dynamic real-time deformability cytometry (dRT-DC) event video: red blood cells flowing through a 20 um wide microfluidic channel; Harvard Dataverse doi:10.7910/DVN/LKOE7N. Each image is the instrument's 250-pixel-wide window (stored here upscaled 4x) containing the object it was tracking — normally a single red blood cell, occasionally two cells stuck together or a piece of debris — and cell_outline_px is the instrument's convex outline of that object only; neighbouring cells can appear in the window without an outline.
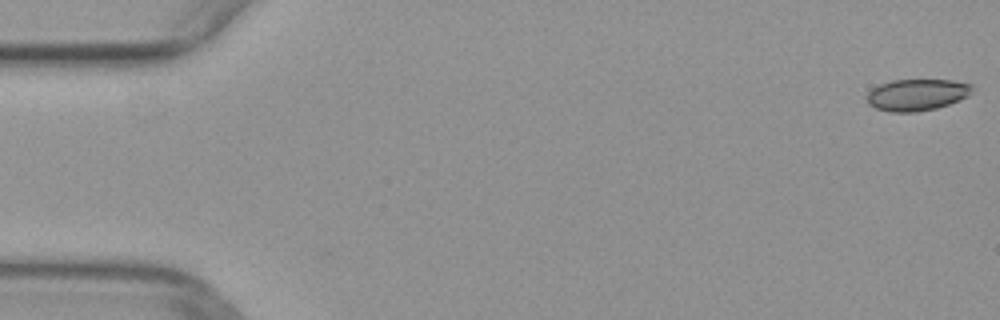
{"species": "common noctule bat (a hibernating species)", "species_latin": "Nyctalus noctula", "temperature_condition": "warm", "stored_images_in_passage": 44, "camera_frame_rate_fps": 3000, "um_per_image_px": 0.085, "animal": {"sex": "female", "body_mass_g": 29.2, "forearm_length_mm": 56.3}, "frame": {"image": 1, "passage_image": 1, "time_ms": 0.0, "image_size_px": [1000, 320], "cell_outline_px": [[972, 88], [968, 96], [960, 100], [936, 108], [916, 112], [888, 112], [876, 108], [868, 104], [868, 92], [872, 88], [880, 84], [892, 80], [952, 80], [972, 84]], "centroid_in_image_um": [77.93, 8.06], "position_along_channel_um": 7.1, "area_um2": 19.36}}
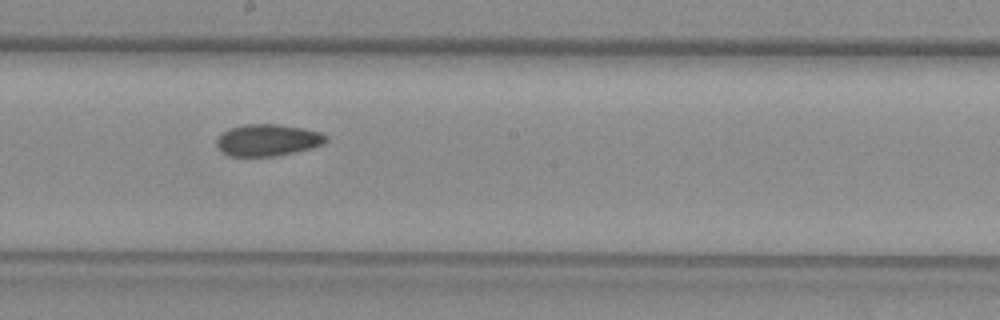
{"frame": {"image": 2, "passage_image": 28, "time_ms": 9.0, "image_size_px": [1000, 320], "cell_outline_px": [[328, 140], [324, 144], [312, 148], [276, 156], [228, 156], [216, 144], [216, 140], [228, 128], [244, 124], [276, 124], [300, 128], [320, 132], [328, 136]], "centroid_in_image_um": [22.77, 11.91], "position_along_channel_um": 225.4, "area_um2": 20.17}}
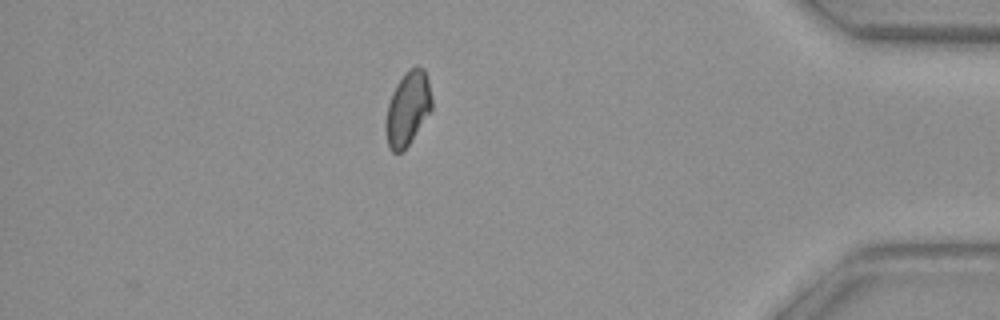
{"frame": {"image": 3, "passage_image": 44, "time_ms": 14.333, "image_size_px": [1000, 320], "cell_outline_px": [[432, 108], [408, 144], [400, 152], [392, 152], [388, 148], [384, 128], [384, 124], [388, 104], [392, 92], [396, 84], [404, 72], [416, 64], [424, 68], [428, 80], [432, 100]], "centroid_in_image_um": [34.62, 9.19], "position_along_channel_um": 400.6, "area_um2": 19.88}}